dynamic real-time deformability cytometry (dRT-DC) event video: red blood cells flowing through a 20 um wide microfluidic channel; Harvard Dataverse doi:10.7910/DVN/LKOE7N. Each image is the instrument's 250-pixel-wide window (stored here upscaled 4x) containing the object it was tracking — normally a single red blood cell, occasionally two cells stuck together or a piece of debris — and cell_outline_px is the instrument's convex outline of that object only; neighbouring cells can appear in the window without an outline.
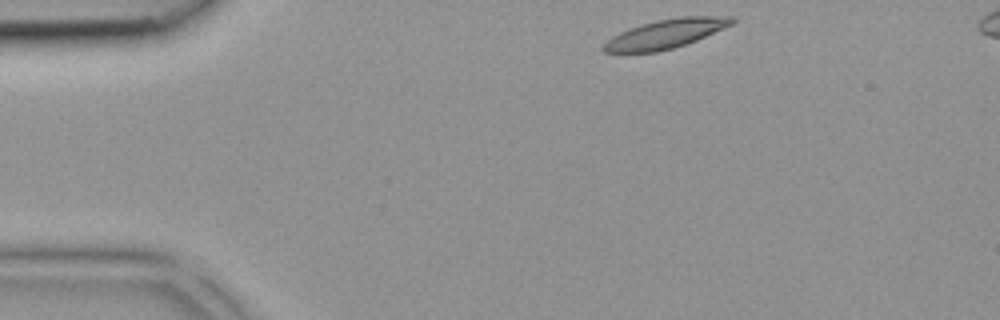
{"species": "common noctule bat (a hibernating species)", "species_latin": "Nyctalus noctula", "temperature_condition": "room temperature", "stored_images_in_passage": 36, "segment_of_instrument_passage": [1, 2], "camera_frame_rate_fps": 3000, "um_per_image_px": 0.085, "animal": {"sex": "female", "body_mass_g": 18.4}, "frame": {"image": 1, "passage_image": 1, "time_ms": 0.0, "image_size_px": [1000, 320], "cell_outline_px": [[736, 20], [732, 24], [696, 40], [672, 48], [656, 52], [604, 52], [600, 48], [612, 36], [628, 28], [640, 24], [656, 20], [680, 16], [732, 16]], "centroid_in_image_um": [56.55, 2.86], "position_along_channel_um": 28.4, "area_um2": 21.56}}
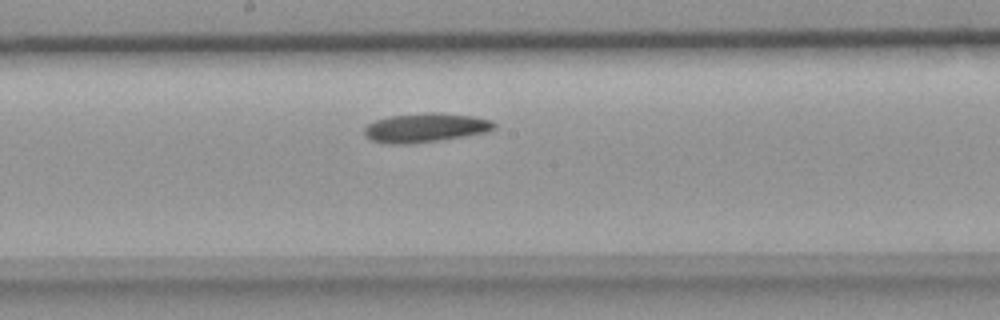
{"frame": {"image": 2, "passage_image": 16, "time_ms": 5.0, "image_size_px": [1000, 320], "cell_outline_px": [[496, 128], [484, 132], [464, 136], [408, 144], [388, 144], [372, 140], [364, 136], [364, 128], [368, 124], [376, 120], [388, 116], [428, 112], [440, 112], [472, 116], [492, 120], [496, 124]], "centroid_in_image_um": [36.14, 10.84], "position_along_channel_um": 212.1, "area_um2": 21.96}}
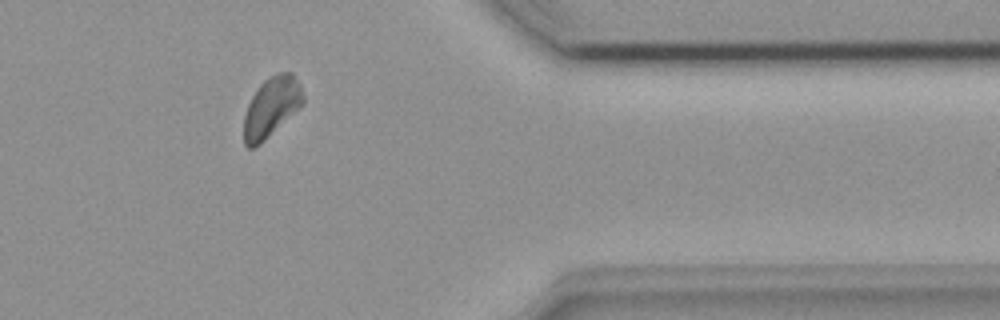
{"frame": {"image": 3, "passage_image": 28, "time_ms": 9.0, "image_size_px": [1000, 320], "cell_outline_px": [[304, 104], [260, 144], [252, 148], [248, 148], [244, 144], [244, 116], [248, 104], [252, 96], [260, 84], [268, 76], [276, 72], [292, 72], [300, 84], [304, 96]], "centroid_in_image_um": [23.08, 9.07], "position_along_channel_um": 388.3, "area_um2": 20.75}}